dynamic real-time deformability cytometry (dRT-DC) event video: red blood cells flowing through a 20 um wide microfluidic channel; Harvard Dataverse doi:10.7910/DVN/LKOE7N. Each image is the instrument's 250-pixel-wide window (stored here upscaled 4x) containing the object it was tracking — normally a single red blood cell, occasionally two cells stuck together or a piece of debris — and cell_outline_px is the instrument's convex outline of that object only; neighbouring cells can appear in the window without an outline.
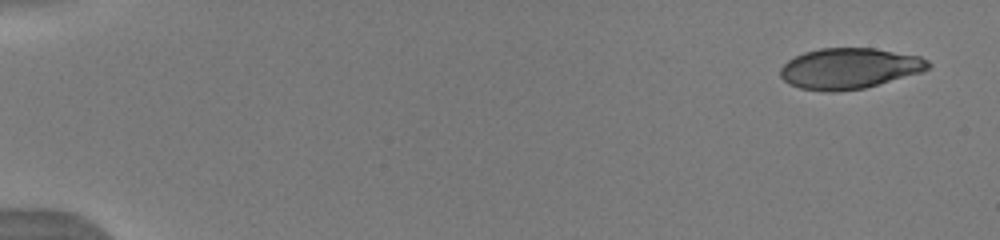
{"species": "human", "species_latin": "Homo sapiens", "temperature_condition": "warm", "stored_images_in_passage": 50, "camera_frame_rate_fps": 3000, "um_per_image_px": 0.085, "donor": {"sex": "male"}, "frame": {"image": 1, "passage_image": 1, "time_ms": 0.0, "image_size_px": [1000, 240], "cell_outline_px": [[932, 64], [928, 68], [920, 72], [864, 88], [836, 92], [828, 92], [800, 88], [784, 80], [780, 76], [780, 68], [788, 60], [804, 52], [820, 48], [876, 48], [920, 56], [928, 60]], "centroid_in_image_um": [72.19, 5.81], "position_along_channel_um": 12.8, "area_um2": 34.97}}
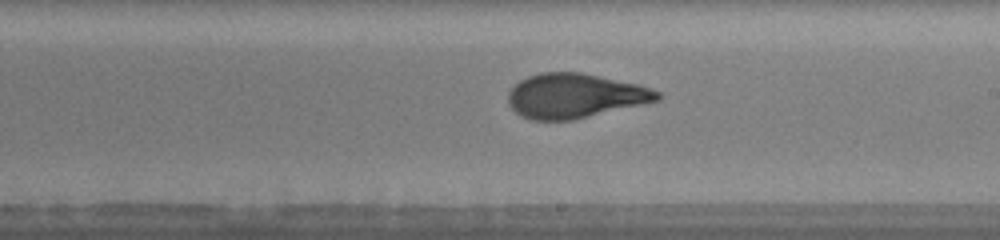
{"frame": {"image": 2, "passage_image": 30, "time_ms": 9.667, "image_size_px": [1000, 240], "cell_outline_px": [[660, 100], [572, 120], [532, 120], [520, 116], [508, 104], [508, 92], [520, 80], [528, 76], [540, 72], [580, 72], [640, 84], [660, 92]], "centroid_in_image_um": [48.86, 8.14], "position_along_channel_um": 240.1, "area_um2": 38.67}}
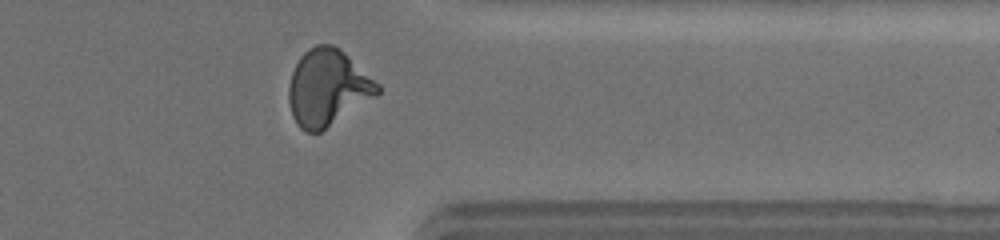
{"frame": {"image": 3, "passage_image": 41, "time_ms": 13.333, "image_size_px": [1000, 240], "cell_outline_px": [[380, 92], [376, 96], [320, 132], [308, 132], [300, 128], [292, 116], [288, 100], [288, 84], [292, 72], [300, 56], [308, 48], [316, 44], [332, 44], [340, 48], [380, 84]], "centroid_in_image_um": [27.84, 7.43], "position_along_channel_um": 383.6, "area_um2": 39.54}, "authors_computed_cell_mechanics": {"area_um2": 37.9746, "velocity_mm_per_s": 4.0017, "shape_relaxation_time_tau1_ms": 5.0048, "shape_relaxation_time_tau2_ms": 1.0586, "deformation_change_tau1": 0.2253, "deformation_change_tau2": 0.0863}}